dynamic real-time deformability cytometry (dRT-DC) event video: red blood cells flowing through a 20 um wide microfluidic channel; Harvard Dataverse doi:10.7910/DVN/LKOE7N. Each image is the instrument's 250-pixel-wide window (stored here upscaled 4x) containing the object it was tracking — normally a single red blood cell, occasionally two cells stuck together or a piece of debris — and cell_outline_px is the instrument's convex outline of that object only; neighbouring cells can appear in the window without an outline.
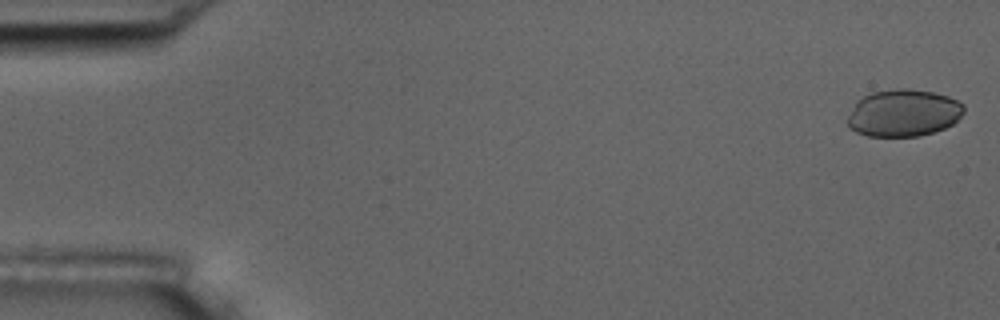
{"species": "common noctule bat (a hibernating species)", "species_latin": "Nyctalus noctula", "temperature_condition": "room temperature", "stored_images_in_passage": 5, "camera_frame_rate_fps": 3000, "um_per_image_px": 0.085, "animal": {"sex": "male", "body_mass_g": 17.5, "forearm_length_mm": 52.3}, "frame": {"image": 1, "passage_image": 1, "time_ms": 0.0, "image_size_px": [1000, 320], "cell_outline_px": [[964, 112], [952, 124], [944, 128], [920, 136], [868, 136], [856, 132], [848, 128], [848, 116], [856, 100], [872, 92], [900, 88], [908, 88], [932, 92], [948, 96], [964, 104]], "centroid_in_image_um": [76.77, 9.6], "position_along_channel_um": 8.2, "area_um2": 31.96}}